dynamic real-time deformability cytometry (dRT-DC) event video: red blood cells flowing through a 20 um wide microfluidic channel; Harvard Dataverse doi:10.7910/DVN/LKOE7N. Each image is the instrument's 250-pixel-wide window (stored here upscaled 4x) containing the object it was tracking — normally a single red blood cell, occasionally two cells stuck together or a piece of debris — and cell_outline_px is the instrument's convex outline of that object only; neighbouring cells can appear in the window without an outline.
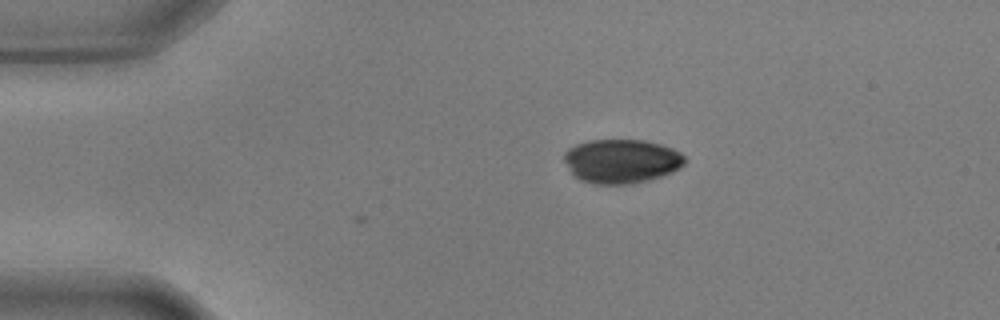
{"species": "common noctule bat (a hibernating species)", "species_latin": "Nyctalus noctula", "temperature_condition": "warm", "stored_images_in_passage": 6, "camera_frame_rate_fps": 3000, "um_per_image_px": 0.085, "animal": {"sex": "male", "body_mass_g": 17.9, "forearm_length_mm": 54.2}, "frame": {"image": 1, "passage_image": 1, "time_ms": 0.0, "image_size_px": [1000, 320], "cell_outline_px": [[684, 164], [680, 168], [672, 172], [648, 180], [632, 184], [592, 184], [580, 180], [572, 172], [564, 160], [564, 152], [568, 148], [576, 144], [588, 140], [644, 140], [660, 144], [672, 148], [680, 152], [684, 156]], "centroid_in_image_um": [52.82, 13.69], "position_along_channel_um": 32.2, "area_um2": 30.98}}